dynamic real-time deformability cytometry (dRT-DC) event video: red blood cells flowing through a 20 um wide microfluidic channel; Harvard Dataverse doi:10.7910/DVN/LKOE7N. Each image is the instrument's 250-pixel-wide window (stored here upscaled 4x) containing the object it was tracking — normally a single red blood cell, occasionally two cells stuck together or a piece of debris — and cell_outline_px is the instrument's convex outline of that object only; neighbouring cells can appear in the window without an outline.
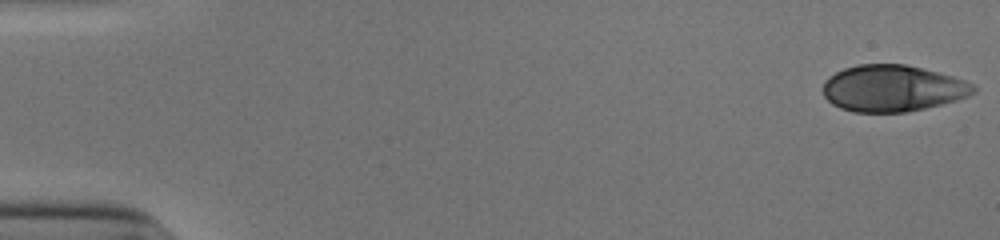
{"species": "human", "species_latin": "Homo sapiens", "temperature_condition": "cold", "stored_images_in_passage": 52, "camera_frame_rate_fps": 3000, "um_per_image_px": 0.085, "donor": {"sex": "male"}, "frame": {"image": 1, "passage_image": 1, "time_ms": 0.0, "image_size_px": [1000, 240], "cell_outline_px": [[976, 92], [968, 96], [956, 100], [924, 108], [904, 112], [852, 112], [840, 108], [832, 104], [824, 96], [824, 80], [828, 76], [844, 68], [856, 64], [904, 64], [952, 76], [964, 80], [972, 84], [976, 88]], "centroid_in_image_um": [75.84, 7.51], "position_along_channel_um": 9.2, "area_um2": 40.63}}
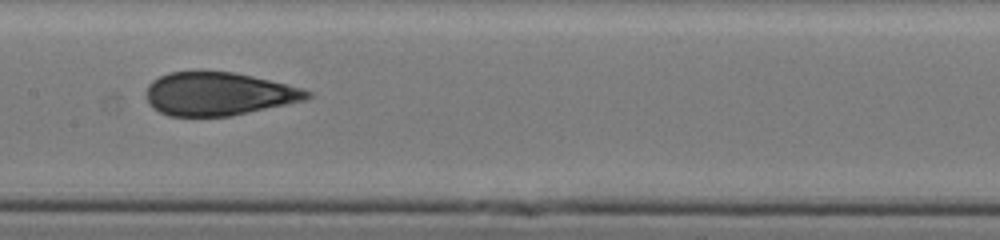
{"frame": {"image": 2, "passage_image": 27, "time_ms": 8.667, "image_size_px": [1000, 240], "cell_outline_px": [[312, 96], [304, 100], [232, 116], [168, 116], [152, 108], [148, 104], [148, 84], [152, 80], [168, 72], [196, 68], [200, 68], [236, 72], [300, 88], [312, 92]], "centroid_in_image_um": [18.51, 7.94], "position_along_channel_um": 188.9, "area_um2": 41.21}}
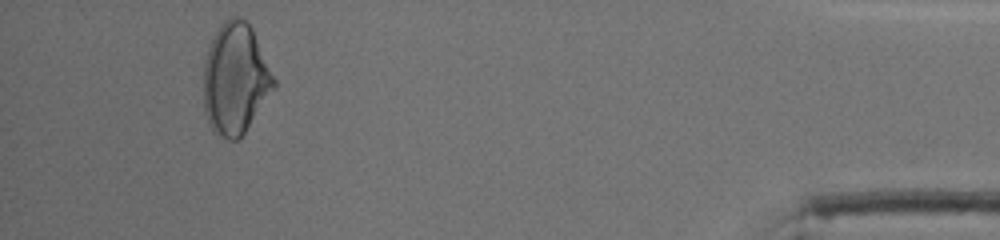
{"frame": {"image": 3, "passage_image": 49, "time_ms": 16.0, "image_size_px": [1000, 240], "cell_outline_px": [[276, 88], [244, 132], [236, 140], [228, 140], [212, 132], [208, 124], [204, 112], [204, 60], [208, 48], [220, 24], [224, 20], [232, 16], [240, 16], [252, 28], [276, 80]], "centroid_in_image_um": [20.0, 6.72], "position_along_channel_um": 415.2, "area_um2": 45.66}, "authors_computed_cell_mechanics": {"area_um2": 41.0669, "velocity_mm_per_s": 3.9205, "shape_relaxation_time_tau1_ms": 6.3882, "shape_relaxation_time_tau2_ms": 0.9715, "deformation_change_tau1": 0.1925, "deformation_change_tau2": 0.0403}}